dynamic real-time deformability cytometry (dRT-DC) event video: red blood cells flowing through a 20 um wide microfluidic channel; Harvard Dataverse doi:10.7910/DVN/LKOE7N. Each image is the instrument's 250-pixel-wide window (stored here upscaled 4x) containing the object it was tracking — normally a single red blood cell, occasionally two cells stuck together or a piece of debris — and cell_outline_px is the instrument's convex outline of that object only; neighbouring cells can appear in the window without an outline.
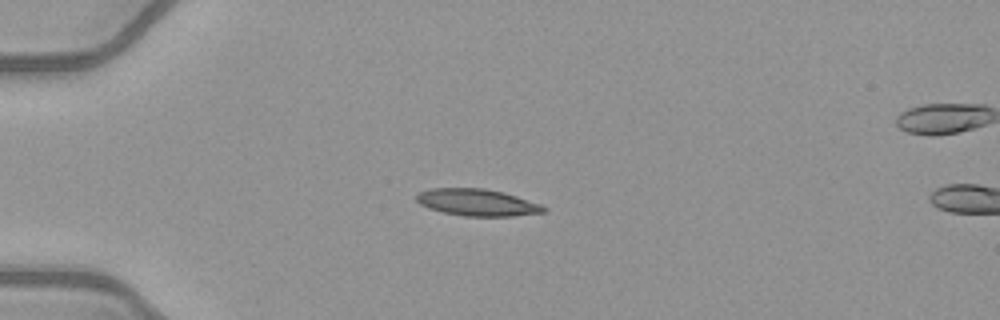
{"species": "common noctule bat (a hibernating species)", "species_latin": "Nyctalus noctula", "temperature_condition": "warm", "stored_images_in_passage": 4, "camera_frame_rate_fps": 3000, "um_per_image_px": 0.085, "animal": {"sex": "female", "body_mass_g": 21.9}, "frame": {"image": 1, "passage_image": 1, "time_ms": 0.0, "image_size_px": [1000, 320], "cell_outline_px": [[548, 208], [544, 212], [512, 216], [464, 216], [444, 212], [428, 208], [420, 204], [416, 200], [416, 196], [420, 192], [432, 188], [484, 188], [504, 192], [540, 204]], "centroid_in_image_um": [40.56, 17.2], "position_along_channel_um": 44.4, "area_um2": 19.83}}